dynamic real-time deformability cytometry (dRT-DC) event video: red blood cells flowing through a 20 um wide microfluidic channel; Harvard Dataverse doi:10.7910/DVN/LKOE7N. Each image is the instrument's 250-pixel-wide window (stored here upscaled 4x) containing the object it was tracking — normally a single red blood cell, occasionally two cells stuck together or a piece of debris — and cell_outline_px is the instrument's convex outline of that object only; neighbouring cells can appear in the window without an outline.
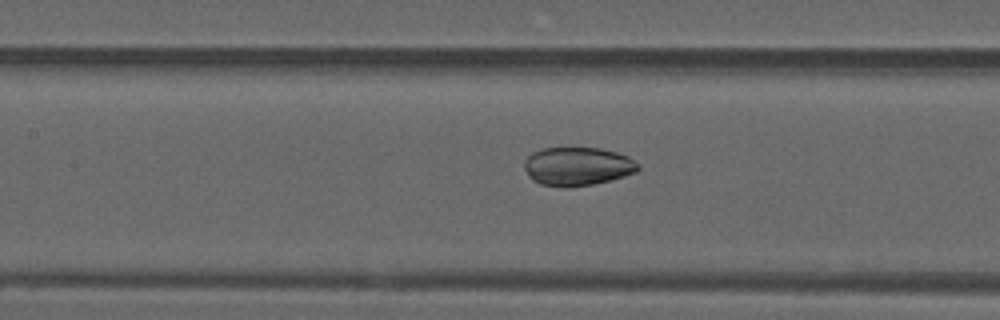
{"species": "common noctule bat (a hibernating species)", "species_latin": "Nyctalus noctula", "temperature_condition": "warm", "stored_images_in_passage": 45, "camera_frame_rate_fps": 3000, "um_per_image_px": 0.085, "animal": {"sex": "male", "forearm_length_mm": 52.5}, "frame": {"image": 1, "passage_image": 15, "time_ms": 4.667, "image_size_px": [1000, 320], "cell_outline_px": [[640, 168], [636, 172], [612, 180], [592, 184], [568, 188], [564, 188], [540, 184], [532, 180], [528, 176], [524, 168], [524, 160], [532, 152], [544, 148], [600, 148], [616, 152], [628, 156], [640, 164]], "centroid_in_image_um": [49.08, 14.15], "position_along_channel_um": 158.3, "area_um2": 25.84}}
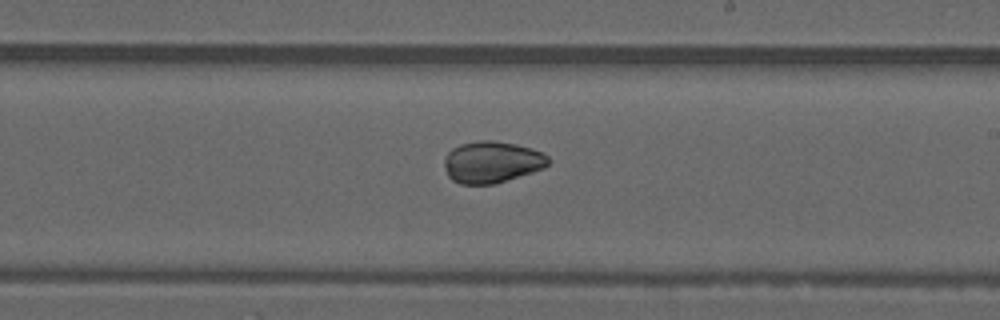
{"frame": {"image": 2, "passage_image": 22, "time_ms": 7.0, "image_size_px": [1000, 320], "cell_outline_px": [[552, 160], [544, 168], [496, 184], [460, 184], [452, 180], [448, 176], [444, 168], [444, 160], [448, 152], [452, 148], [460, 144], [480, 140], [492, 140], [516, 144], [532, 148], [544, 152]], "centroid_in_image_um": [41.83, 13.77], "position_along_channel_um": 247.2, "area_um2": 25.55}}
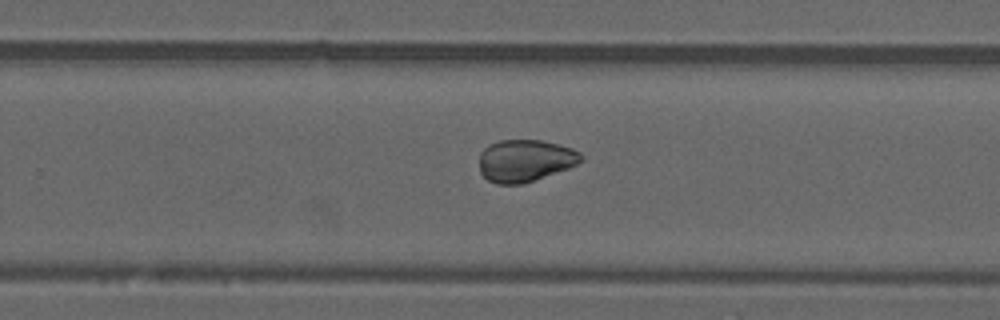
{"frame": {"image": 3, "passage_image": 25, "time_ms": 8.0, "image_size_px": [1000, 320], "cell_outline_px": [[584, 160], [568, 168], [520, 184], [496, 184], [488, 180], [480, 172], [480, 152], [488, 144], [500, 140], [540, 140], [572, 148], [580, 152], [584, 156]], "centroid_in_image_um": [44.62, 13.64], "position_along_channel_um": 285.2, "area_um2": 24.85}}